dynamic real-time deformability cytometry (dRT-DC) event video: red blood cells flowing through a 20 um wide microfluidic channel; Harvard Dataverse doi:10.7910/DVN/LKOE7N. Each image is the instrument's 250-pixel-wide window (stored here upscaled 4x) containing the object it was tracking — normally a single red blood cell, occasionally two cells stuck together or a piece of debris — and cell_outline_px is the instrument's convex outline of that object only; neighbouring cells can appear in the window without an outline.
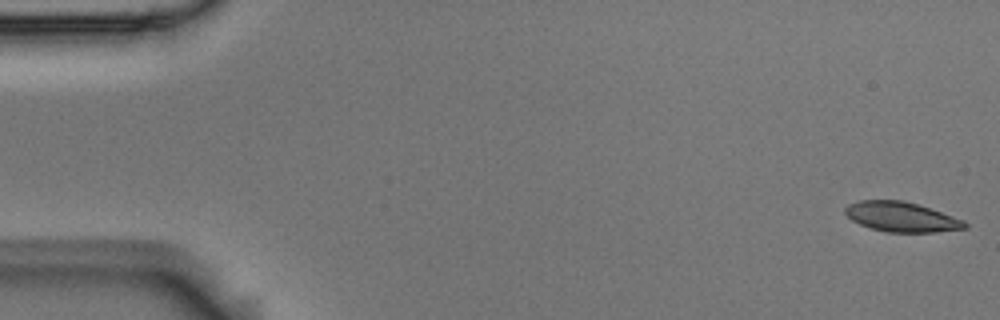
{"species": "Egyptian fruit bat (a non-hibernating species)", "species_latin": "Rousettus aegyptiacus", "temperature_condition": "room temperature", "stored_images_in_passage": 5, "camera_frame_rate_fps": 3000, "um_per_image_px": 0.085, "animal": {"sex": "male"}, "frame": {"image": 1, "passage_image": 1, "time_ms": 0.0, "image_size_px": [1000, 320], "cell_outline_px": [[968, 228], [936, 232], [888, 232], [872, 228], [860, 224], [852, 220], [844, 212], [844, 208], [848, 204], [860, 200], [904, 200], [964, 220], [968, 224]], "centroid_in_image_um": [76.61, 18.43], "position_along_channel_um": 8.4, "area_um2": 20.63}}
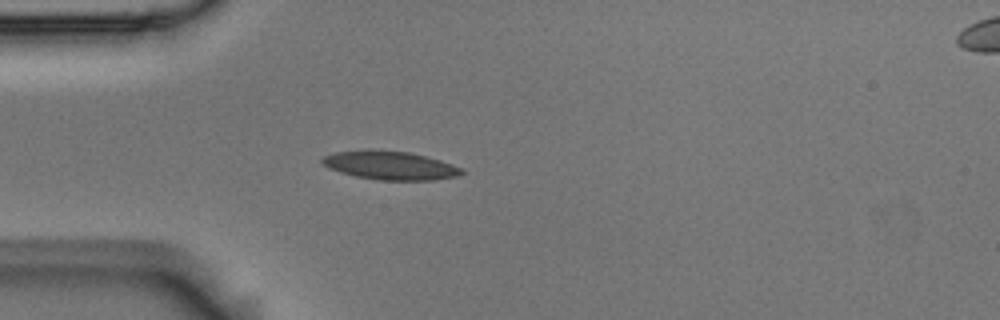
{"frame": {"image": 2, "passage_image": 5, "time_ms": 1.333, "image_size_px": [1000, 320], "cell_outline_px": [[464, 172], [456, 176], [436, 180], [376, 180], [356, 176], [340, 172], [328, 168], [320, 160], [324, 156], [336, 152], [372, 148], [376, 148], [408, 152], [440, 160], [464, 168]], "centroid_in_image_um": [33.15, 14.04], "position_along_channel_um": 51.8, "area_um2": 23.47}}